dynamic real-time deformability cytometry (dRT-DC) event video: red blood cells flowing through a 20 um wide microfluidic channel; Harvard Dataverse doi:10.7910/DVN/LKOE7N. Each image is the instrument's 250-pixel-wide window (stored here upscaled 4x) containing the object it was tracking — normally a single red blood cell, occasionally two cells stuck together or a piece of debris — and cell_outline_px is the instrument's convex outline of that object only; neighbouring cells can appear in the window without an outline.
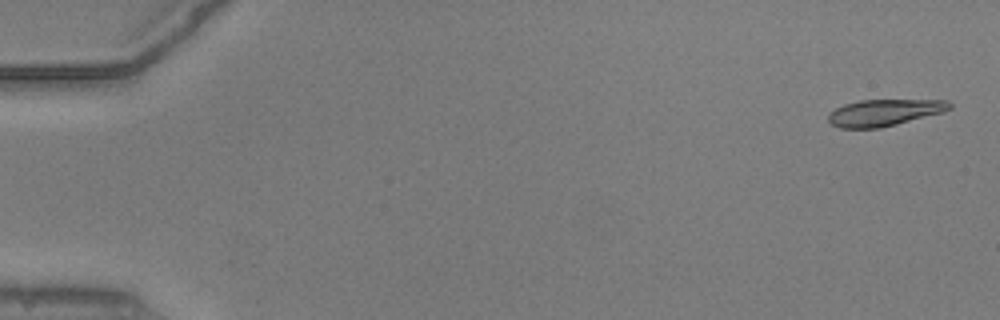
{"species": "common noctule bat (a hibernating species)", "species_latin": "Nyctalus noctula", "temperature_condition": "warm", "stored_images_in_passage": 10, "camera_frame_rate_fps": 3000, "um_per_image_px": 0.085, "animal": {"sex": "male", "body_mass_g": 20.5, "forearm_length_mm": 52.5}, "frame": {"image": 1, "passage_image": 2, "time_ms": 0.333, "image_size_px": [1000, 320], "cell_outline_px": [[952, 108], [944, 112], [880, 128], [840, 128], [832, 124], [828, 120], [828, 116], [836, 108], [844, 104], [860, 100], [948, 100], [952, 104]], "centroid_in_image_um": [75.19, 9.56], "position_along_channel_um": 9.8, "area_um2": 18.73}}